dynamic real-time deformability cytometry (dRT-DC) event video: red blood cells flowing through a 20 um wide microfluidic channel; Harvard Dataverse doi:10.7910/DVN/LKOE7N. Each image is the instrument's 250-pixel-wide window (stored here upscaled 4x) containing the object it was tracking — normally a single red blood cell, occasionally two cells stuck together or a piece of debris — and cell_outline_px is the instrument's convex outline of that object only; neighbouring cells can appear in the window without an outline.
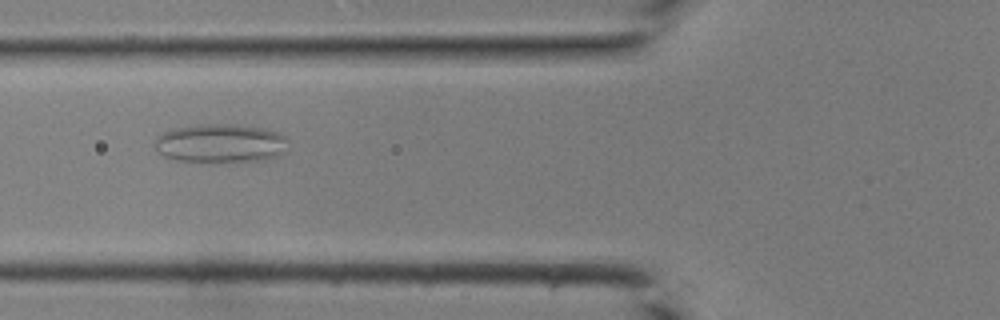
{"species": "common noctule bat (a hibernating species)", "species_latin": "Nyctalus noctula", "temperature_condition": "room temperature", "stored_images_in_passage": 40, "camera_frame_rate_fps": 3000, "um_per_image_px": 0.085, "animal": {"sex": "male", "body_mass_g": 19.0, "forearm_length_mm": 50.8}, "frame": {"image": 1, "passage_image": 13, "time_ms": 4.0, "image_size_px": [1000, 320], "cell_outline_px": [[288, 140], [272, 156], [256, 160], [176, 160], [164, 156], [152, 144], [156, 136], [172, 128], [196, 124], [236, 124], [264, 128], [276, 132], [284, 136]], "centroid_in_image_um": [18.59, 12.12], "position_along_channel_um": 107.2, "area_um2": 29.07}}
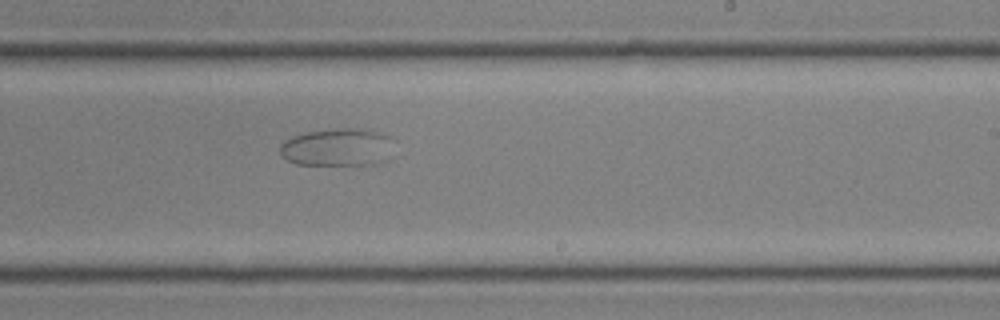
{"frame": {"image": 2, "passage_image": 23, "time_ms": 7.333, "image_size_px": [1000, 320], "cell_outline_px": [[388, 136], [372, 164], [296, 164], [288, 160], [280, 152], [280, 144], [284, 140], [292, 136], [308, 132], [336, 128], [364, 128]], "centroid_in_image_um": [28.38, 12.47], "position_along_channel_um": 260.6, "area_um2": 23.12}}
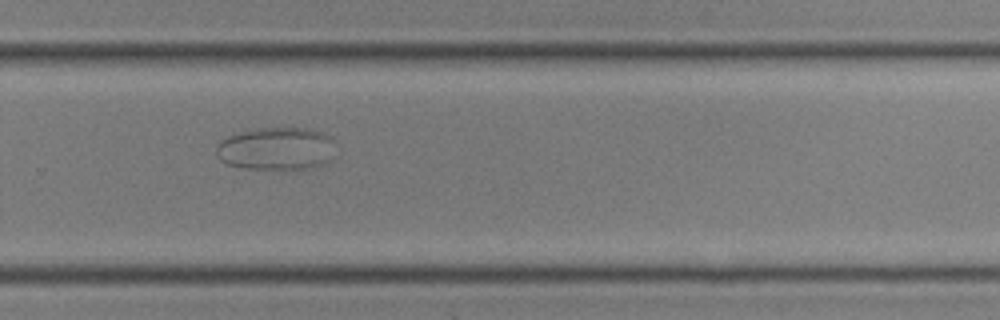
{"frame": {"image": 3, "passage_image": 26, "time_ms": 8.333, "image_size_px": [1000, 320], "cell_outline_px": [[340, 144], [336, 156], [332, 160], [324, 164], [304, 168], [248, 168], [228, 164], [220, 160], [216, 152], [216, 148], [220, 140], [228, 136], [240, 132], [256, 128], [308, 128], [332, 136]], "centroid_in_image_um": [23.61, 12.61], "position_along_channel_um": 306.2, "area_um2": 30.23}}